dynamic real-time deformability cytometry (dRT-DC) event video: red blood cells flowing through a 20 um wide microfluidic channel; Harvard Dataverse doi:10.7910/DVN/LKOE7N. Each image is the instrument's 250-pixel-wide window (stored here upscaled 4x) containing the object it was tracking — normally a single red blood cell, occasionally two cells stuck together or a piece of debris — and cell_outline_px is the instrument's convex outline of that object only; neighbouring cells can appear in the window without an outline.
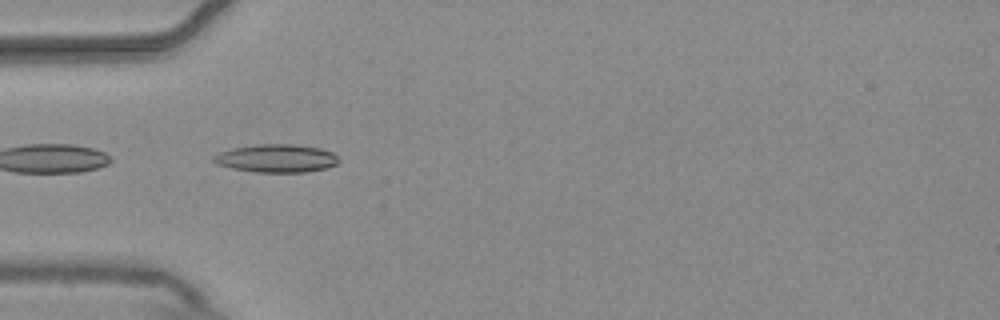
{"species": "common noctule bat (a hibernating species)", "species_latin": "Nyctalus noctula", "temperature_condition": "warm", "stored_images_in_passage": 20, "camera_frame_rate_fps": 3000, "um_per_image_px": 0.085, "animal": {"sex": "male", "body_mass_g": 20.4}, "frame": {"image": 1, "passage_image": 17, "time_ms": 5.333, "image_size_px": [1000, 320], "cell_outline_px": [[340, 160], [336, 164], [324, 168], [304, 172], [256, 172], [232, 168], [216, 164], [212, 160], [212, 156], [220, 152], [232, 148], [260, 144], [292, 144], [320, 148], [332, 152]], "centroid_in_image_um": [23.47, 13.45], "position_along_channel_um": 61.5, "area_um2": 20.35}}